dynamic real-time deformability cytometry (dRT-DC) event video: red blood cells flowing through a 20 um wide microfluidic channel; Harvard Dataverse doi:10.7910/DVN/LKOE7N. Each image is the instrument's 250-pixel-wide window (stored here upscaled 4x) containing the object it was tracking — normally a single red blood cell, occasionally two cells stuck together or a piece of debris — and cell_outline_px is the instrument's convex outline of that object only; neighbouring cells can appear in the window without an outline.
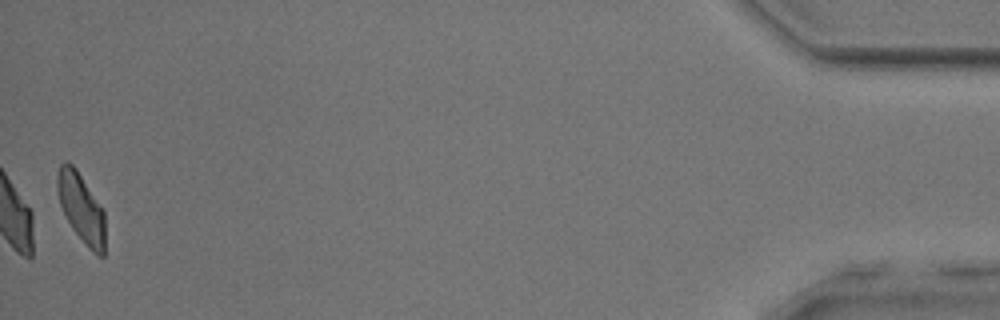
{"species": "common noctule bat (a hibernating species)", "species_latin": "Nyctalus noctula", "temperature_condition": "room temperature", "stored_images_in_passage": 51, "camera_frame_rate_fps": 3000, "um_per_image_px": 0.085, "animal": {"sex": "male", "body_mass_g": 17.9, "forearm_length_mm": 54.2}, "frame": {"image": 1, "passage_image": 51, "time_ms": 16.667, "image_size_px": [1000, 320], "cell_outline_px": [[104, 256], [96, 256], [88, 248], [72, 228], [60, 204], [56, 188], [56, 176], [60, 164], [64, 160], [68, 160], [76, 168], [104, 212]], "centroid_in_image_um": [6.88, 17.65], "position_along_channel_um": 428.3, "area_um2": 19.13}, "authors_computed_cell_mechanics": {"area_um2": 20.4612, "velocity_mm_per_s": 3.9571, "shape_relaxation_time_tau1_ms": 3.5647, "shape_relaxation_time_tau2_ms": 2.1545, "deformation_change_tau1": 0.1532, "deformation_change_tau2": 0.0902}}